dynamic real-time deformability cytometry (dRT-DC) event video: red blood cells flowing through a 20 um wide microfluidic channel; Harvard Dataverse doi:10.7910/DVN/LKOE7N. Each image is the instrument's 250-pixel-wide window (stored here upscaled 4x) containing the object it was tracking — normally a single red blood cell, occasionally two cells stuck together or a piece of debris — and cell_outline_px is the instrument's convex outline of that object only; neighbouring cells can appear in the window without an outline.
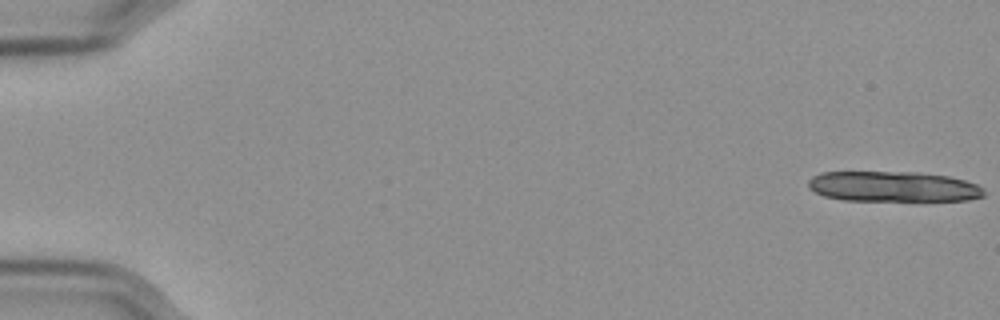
{"species": "Egyptian fruit bat (a non-hibernating species)", "species_latin": "Rousettus aegyptiacus", "temperature_condition": "cold", "stored_images_in_passage": 16, "camera_frame_rate_fps": 3000, "um_per_image_px": 0.085, "frame": {"image": 1, "passage_image": 1, "time_ms": 0.0, "image_size_px": [1000, 320], "cell_outline_px": [[984, 196], [968, 200], [844, 200], [824, 196], [808, 188], [808, 180], [812, 176], [820, 172], [916, 172], [948, 176], [964, 180], [976, 184], [984, 188]], "centroid_in_image_um": [75.9, 15.85], "position_along_channel_um": 9.1, "area_um2": 31.04}}